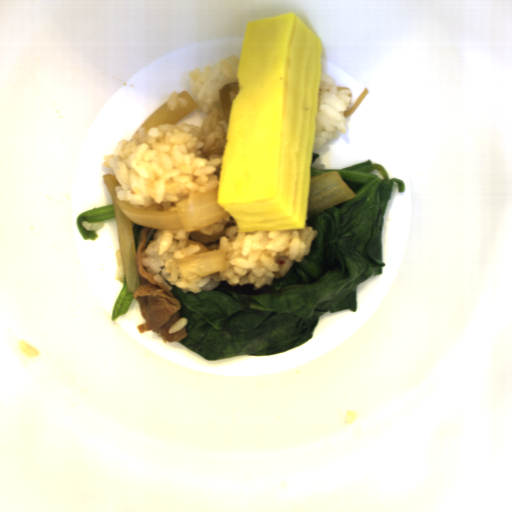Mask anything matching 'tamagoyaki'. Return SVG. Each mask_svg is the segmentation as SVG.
<instances>
[{
    "label": "tamagoyaki",
    "mask_w": 512,
    "mask_h": 512,
    "mask_svg": "<svg viewBox=\"0 0 512 512\" xmlns=\"http://www.w3.org/2000/svg\"><path fill=\"white\" fill-rule=\"evenodd\" d=\"M322 53L294 11L245 27L217 190L238 233L305 230Z\"/></svg>",
    "instance_id": "81b7327e"
}]
</instances>
